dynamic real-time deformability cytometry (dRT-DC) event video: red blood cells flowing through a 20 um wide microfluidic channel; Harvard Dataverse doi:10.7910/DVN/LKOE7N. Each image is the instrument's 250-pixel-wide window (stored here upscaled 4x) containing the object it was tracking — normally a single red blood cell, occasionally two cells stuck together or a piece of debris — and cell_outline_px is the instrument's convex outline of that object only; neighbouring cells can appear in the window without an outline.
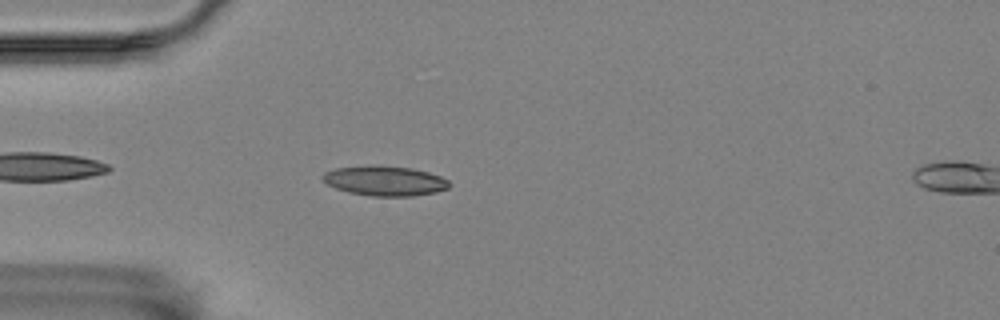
{"species": "Egyptian fruit bat (a non-hibernating species)", "species_latin": "Rousettus aegyptiacus", "temperature_condition": "room temperature", "stored_images_in_passage": 6, "camera_frame_rate_fps": 3000, "um_per_image_px": 0.085, "animal": {"sex": "female"}, "frame": {"image": 1, "passage_image": 4, "time_ms": 1.0, "image_size_px": [1000, 320], "cell_outline_px": [[452, 184], [448, 188], [436, 192], [412, 196], [372, 196], [348, 192], [336, 188], [328, 184], [320, 176], [324, 172], [336, 168], [412, 168], [428, 172], [440, 176], [448, 180]], "centroid_in_image_um": [32.76, 15.42], "position_along_channel_um": 52.2, "area_um2": 21.1}}